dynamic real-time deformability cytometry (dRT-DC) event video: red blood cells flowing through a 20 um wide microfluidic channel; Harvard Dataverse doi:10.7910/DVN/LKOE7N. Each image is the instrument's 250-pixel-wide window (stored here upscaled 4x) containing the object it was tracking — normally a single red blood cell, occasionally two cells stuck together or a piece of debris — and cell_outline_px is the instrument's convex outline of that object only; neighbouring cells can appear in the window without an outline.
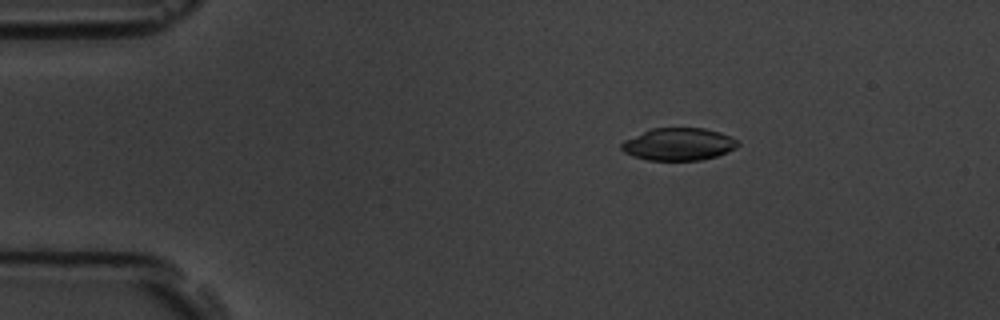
{"species": "common noctule bat (a hibernating species)", "species_latin": "Nyctalus noctula", "temperature_condition": "room temperature", "stored_images_in_passage": 5, "camera_frame_rate_fps": 3000, "um_per_image_px": 0.085, "animal": {"sex": "male", "body_mass_g": 19.5, "forearm_length_mm": 54.6}, "frame": {"image": 1, "passage_image": 5, "time_ms": 5.667, "image_size_px": [1000, 320], "cell_outline_px": [[740, 144], [736, 148], [728, 152], [716, 156], [700, 160], [648, 160], [632, 156], [624, 152], [620, 148], [620, 144], [624, 140], [652, 128], [704, 128], [720, 132], [736, 140]], "centroid_in_image_um": [57.66, 12.26], "position_along_channel_um": 27.3, "area_um2": 21.96}}